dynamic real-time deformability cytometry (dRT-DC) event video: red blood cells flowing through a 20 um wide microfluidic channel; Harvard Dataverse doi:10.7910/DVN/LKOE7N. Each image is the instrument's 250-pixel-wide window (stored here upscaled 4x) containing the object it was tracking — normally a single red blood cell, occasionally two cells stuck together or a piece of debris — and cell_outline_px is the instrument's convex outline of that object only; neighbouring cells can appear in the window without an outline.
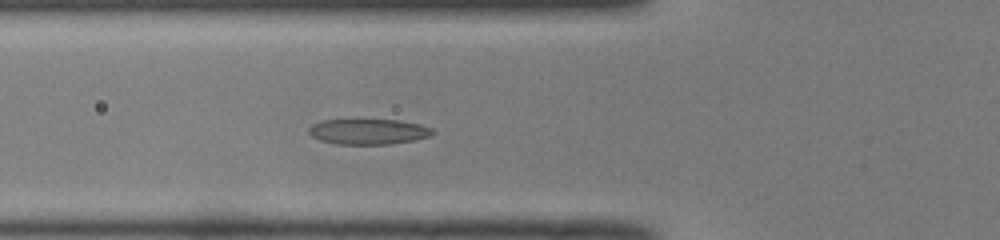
{"species": "common noctule bat (a hibernating species)", "species_latin": "Nyctalus noctula", "temperature_condition": "room temperature", "stored_images_in_passage": 48, "camera_frame_rate_fps": 3000, "um_per_image_px": 0.085, "animal": {"sex": "male", "body_mass_g": 19.0, "forearm_length_mm": 50.8}, "frame": {"image": 1, "passage_image": 16, "time_ms": 5.0, "image_size_px": [1000, 240], "cell_outline_px": [[436, 132], [432, 136], [416, 140], [388, 144], [336, 144], [320, 140], [312, 136], [308, 132], [308, 128], [312, 124], [320, 120], [400, 120], [420, 124], [432, 128]], "centroid_in_image_um": [31.34, 11.19], "position_along_channel_um": 94.5, "area_um2": 18.55}}
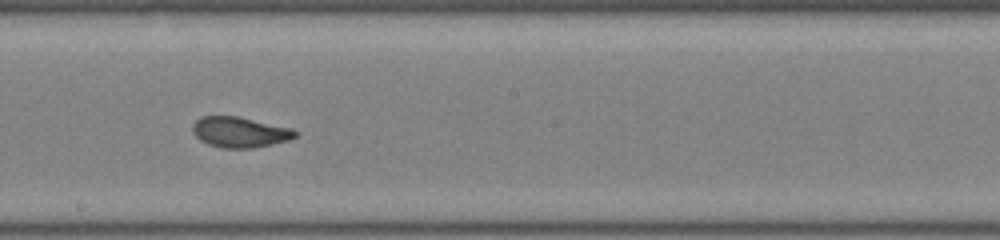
{"frame": {"image": 2, "passage_image": 26, "time_ms": 8.333, "image_size_px": [1000, 240], "cell_outline_px": [[300, 132], [296, 136], [288, 140], [272, 144], [252, 148], [220, 148], [208, 144], [200, 140], [192, 132], [192, 124], [200, 116], [236, 116], [292, 128]], "centroid_in_image_um": [20.37, 11.23], "position_along_channel_um": 227.8, "area_um2": 18.32}}
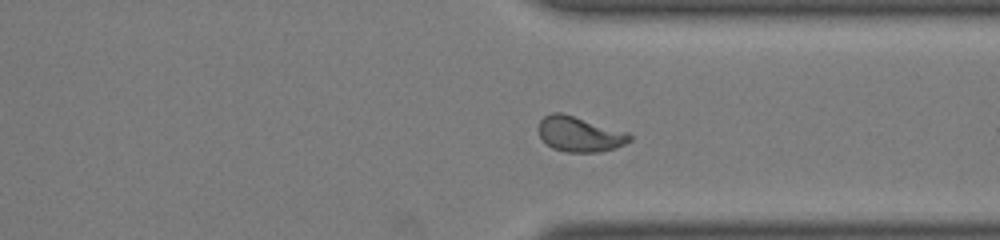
{"frame": {"image": 3, "passage_image": 36, "time_ms": 11.667, "image_size_px": [1000, 240], "cell_outline_px": [[632, 140], [616, 148], [600, 152], [568, 152], [552, 148], [540, 136], [536, 128], [540, 120], [544, 116], [552, 112], [560, 112], [628, 132], [632, 136]], "centroid_in_image_um": [49.26, 11.4], "position_along_channel_um": 362.1, "area_um2": 18.73}, "authors_computed_cell_mechanics": {"area_um2": 18.7272, "velocity_mm_per_s": 3.9997, "shape_relaxation_time_tau1_ms": 6.7808, "shape_relaxation_time_tau2_ms": 0.7868, "deformation_change_tau1": 0.2207, "deformation_change_tau2": 0.0647}}